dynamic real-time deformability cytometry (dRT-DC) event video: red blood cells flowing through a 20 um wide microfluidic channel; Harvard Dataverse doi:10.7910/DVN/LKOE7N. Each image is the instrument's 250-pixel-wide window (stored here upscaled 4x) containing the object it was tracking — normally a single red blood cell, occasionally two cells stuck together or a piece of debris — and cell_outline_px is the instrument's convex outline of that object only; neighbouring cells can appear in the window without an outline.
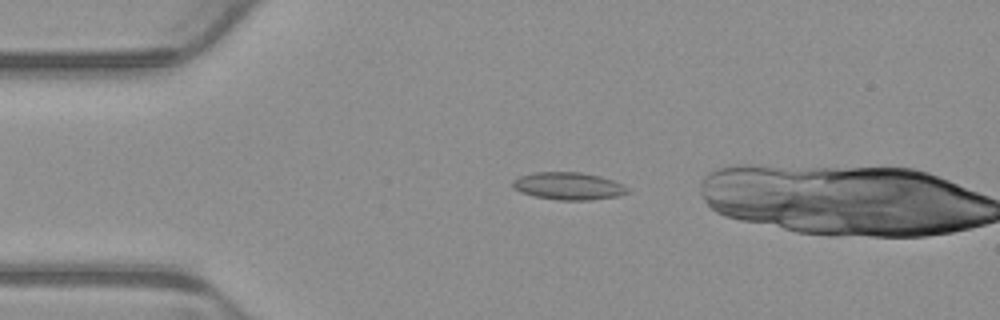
{"species": "common noctule bat (a hibernating species)", "species_latin": "Nyctalus noctula", "temperature_condition": "warm", "stored_images_in_passage": 3, "camera_frame_rate_fps": 3000, "um_per_image_px": 0.085, "animal": {"sex": "male", "body_mass_g": 23.1, "forearm_length_mm": 52.7}, "frame": {"image": 1, "passage_image": 2, "time_ms": 0.333, "image_size_px": [1000, 320], "cell_outline_px": [[632, 192], [620, 196], [588, 200], [556, 200], [536, 196], [520, 192], [512, 188], [512, 180], [520, 176], [536, 172], [580, 172], [600, 176], [624, 184]], "centroid_in_image_um": [48.35, 15.82], "position_along_channel_um": 36.7, "area_um2": 18.55}}